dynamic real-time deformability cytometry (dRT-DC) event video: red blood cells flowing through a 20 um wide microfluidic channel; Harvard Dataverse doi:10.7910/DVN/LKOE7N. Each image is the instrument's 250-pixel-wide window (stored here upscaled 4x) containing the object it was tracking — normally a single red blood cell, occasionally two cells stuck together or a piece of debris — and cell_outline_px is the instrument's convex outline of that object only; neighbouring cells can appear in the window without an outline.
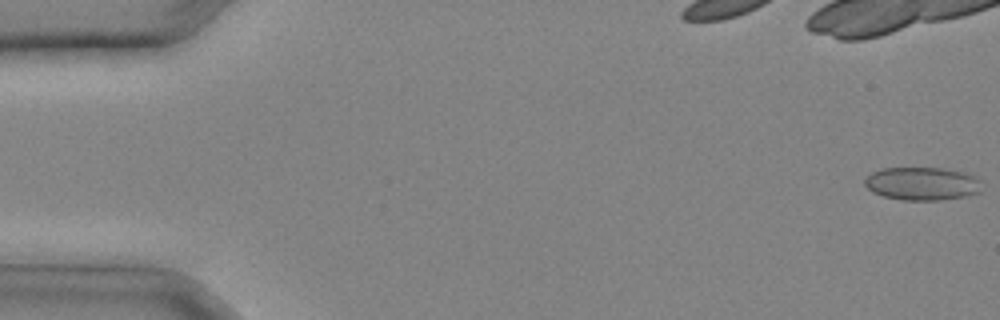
{"species": "common noctule bat (a hibernating species)", "species_latin": "Nyctalus noctula", "temperature_condition": "cold", "stored_images_in_passage": 27, "camera_frame_rate_fps": 3000, "um_per_image_px": 0.085, "animal": {"sex": "male", "body_mass_g": 20.4}, "frame": {"image": 1, "passage_image": 1, "time_ms": 0.0, "image_size_px": [1000, 320], "cell_outline_px": [[980, 192], [964, 196], [940, 200], [900, 200], [884, 196], [872, 192], [864, 184], [864, 180], [872, 172], [884, 168], [940, 168], [964, 172], [976, 176], [980, 180]], "centroid_in_image_um": [78.38, 15.61], "position_along_channel_um": 6.6, "area_um2": 22.54}}